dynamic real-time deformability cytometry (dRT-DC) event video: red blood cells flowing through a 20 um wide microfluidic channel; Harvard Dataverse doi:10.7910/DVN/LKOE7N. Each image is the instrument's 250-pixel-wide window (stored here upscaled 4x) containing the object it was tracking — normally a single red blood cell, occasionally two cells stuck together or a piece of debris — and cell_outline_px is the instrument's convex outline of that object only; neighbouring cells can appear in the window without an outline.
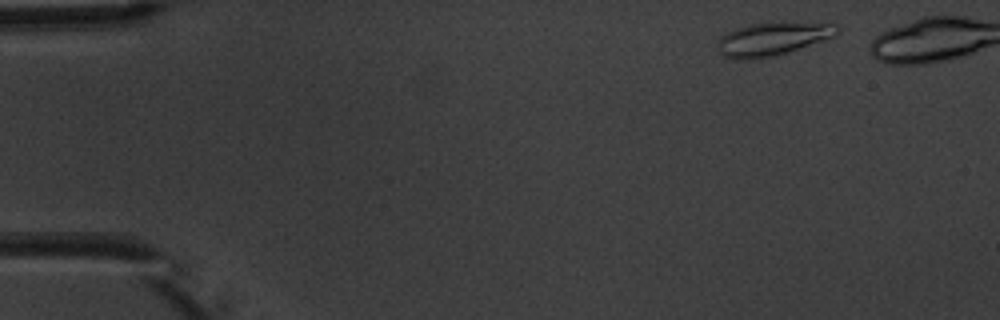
{"species": "common noctule bat (a hibernating species)", "species_latin": "Nyctalus noctula", "temperature_condition": "warm", "stored_images_in_passage": 4, "camera_frame_rate_fps": 3000, "um_per_image_px": 0.085, "animal": {"sex": "male", "body_mass_g": 20.1, "forearm_length_mm": 53.5}, "frame": {"image": 1, "passage_image": 1, "time_ms": 0.0, "image_size_px": [1000, 320], "cell_outline_px": [[840, 32], [836, 36], [772, 56], [752, 60], [744, 60], [724, 56], [716, 48], [716, 44], [720, 36], [736, 28], [752, 24], [840, 24]], "centroid_in_image_um": [65.62, 3.33], "position_along_channel_um": 19.4, "area_um2": 22.37}}